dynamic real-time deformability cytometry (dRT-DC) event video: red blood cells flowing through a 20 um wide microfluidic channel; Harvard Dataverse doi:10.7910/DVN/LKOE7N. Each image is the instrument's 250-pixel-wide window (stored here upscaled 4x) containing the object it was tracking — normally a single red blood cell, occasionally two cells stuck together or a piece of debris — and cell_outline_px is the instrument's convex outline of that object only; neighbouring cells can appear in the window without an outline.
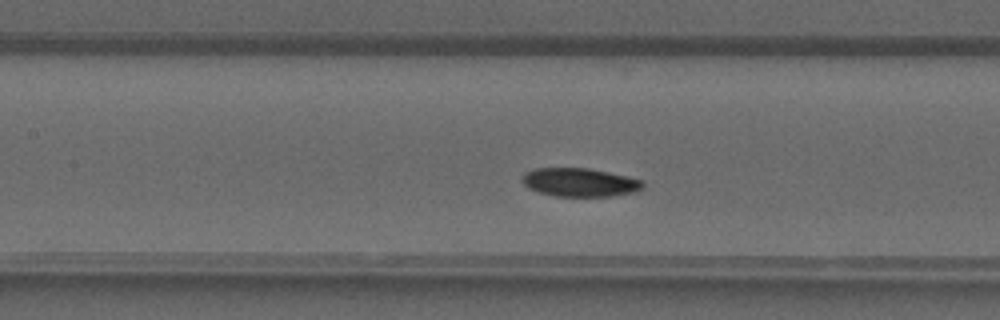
{"species": "common noctule bat (a hibernating species)", "species_latin": "Nyctalus noctula", "temperature_condition": "warm", "stored_images_in_passage": 35, "camera_frame_rate_fps": 3000, "um_per_image_px": 0.085, "animal": {"sex": "male", "forearm_length_mm": 52.5}, "frame": {"image": 1, "passage_image": 13, "time_ms": 4.0, "image_size_px": [1000, 320], "cell_outline_px": [[644, 188], [636, 192], [612, 196], [556, 196], [540, 192], [528, 188], [524, 184], [524, 172], [536, 168], [588, 168], [608, 172], [644, 180]], "centroid_in_image_um": [49.34, 15.5], "position_along_channel_um": 158.1, "area_um2": 20.0}}
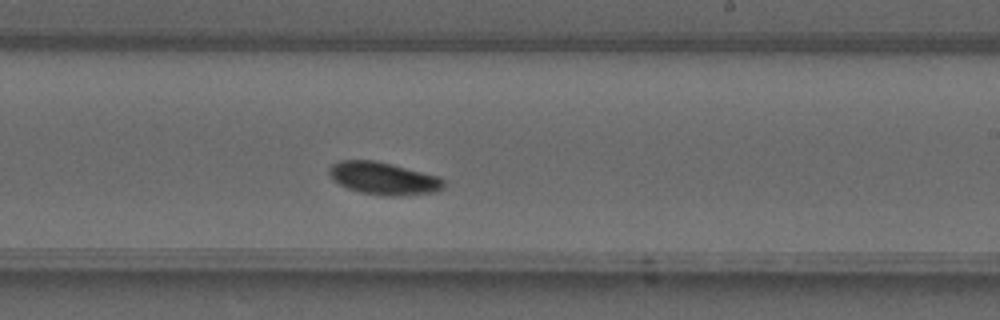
{"frame": {"image": 2, "passage_image": 19, "time_ms": 6.0, "image_size_px": [1000, 320], "cell_outline_px": [[444, 188], [436, 192], [400, 196], [384, 196], [360, 192], [348, 188], [340, 184], [328, 172], [328, 168], [332, 164], [340, 160], [376, 160], [440, 176], [444, 180]], "centroid_in_image_um": [32.64, 15.16], "position_along_channel_um": 256.4, "area_um2": 21.79}}
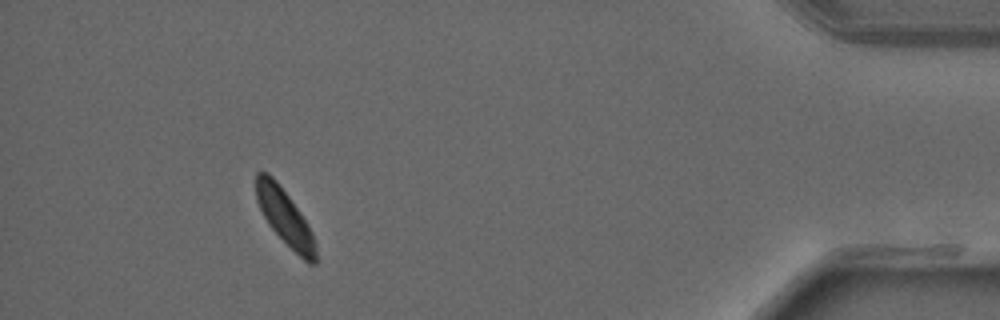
{"frame": {"image": 3, "passage_image": 32, "time_ms": 10.333, "image_size_px": [1000, 320], "cell_outline_px": [[316, 264], [308, 264], [268, 224], [256, 200], [256, 172], [268, 172], [276, 180], [300, 212], [308, 224], [312, 232], [316, 244]], "centroid_in_image_um": [24.22, 18.45], "position_along_channel_um": 411.0, "area_um2": 19.02}}